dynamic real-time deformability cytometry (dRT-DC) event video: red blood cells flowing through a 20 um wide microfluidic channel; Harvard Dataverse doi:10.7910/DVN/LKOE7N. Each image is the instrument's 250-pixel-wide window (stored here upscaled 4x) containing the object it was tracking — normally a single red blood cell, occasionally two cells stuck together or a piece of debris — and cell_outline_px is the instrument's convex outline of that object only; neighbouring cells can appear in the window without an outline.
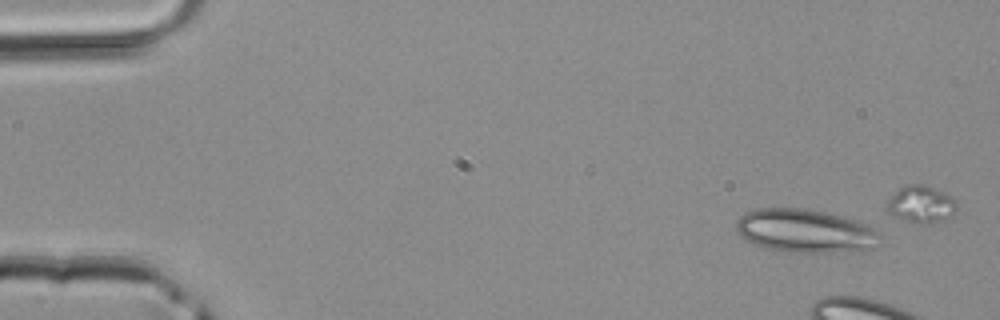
{"species": "common noctule bat (a hibernating species)", "species_latin": "Nyctalus noctula", "temperature_condition": "room temperature", "stored_images_in_passage": 3, "camera_frame_rate_fps": 3000, "um_per_image_px": 0.085, "animal": {"sex": "male", "body_mass_g": 20.4}, "frame": {"image": 1, "passage_image": 1, "time_ms": 0.0, "image_size_px": [1000, 320], "cell_outline_px": [[880, 236], [876, 248], [860, 252], [792, 252], [764, 248], [740, 236], [736, 232], [736, 220], [740, 216], [756, 208], [804, 208], [844, 216], [868, 224], [876, 228], [880, 232]], "centroid_in_image_um": [68.51, 19.63], "position_along_channel_um": 16.5, "area_um2": 36.93}}